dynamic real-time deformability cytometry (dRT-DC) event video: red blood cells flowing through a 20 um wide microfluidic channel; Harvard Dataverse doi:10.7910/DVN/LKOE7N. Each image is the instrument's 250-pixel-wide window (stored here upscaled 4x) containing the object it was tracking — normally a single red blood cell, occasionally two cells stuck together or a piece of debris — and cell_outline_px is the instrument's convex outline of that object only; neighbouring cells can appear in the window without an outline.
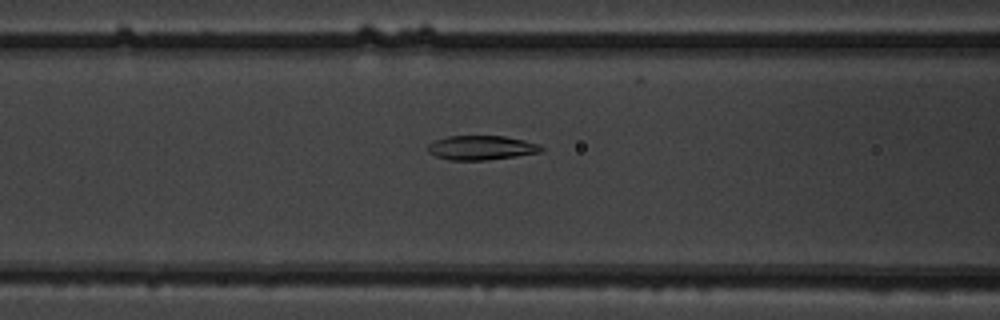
{"species": "common noctule bat (a hibernating species)", "species_latin": "Nyctalus noctula", "temperature_condition": "warm", "stored_images_in_passage": 54, "camera_frame_rate_fps": 3000, "um_per_image_px": 0.085, "animal": {"sex": "male", "body_mass_g": 19.5, "forearm_length_mm": 54.6}, "frame": {"image": 1, "passage_image": 23, "time_ms": 7.333, "image_size_px": [1000, 320], "cell_outline_px": [[544, 148], [540, 152], [516, 156], [488, 160], [452, 160], [436, 156], [428, 152], [428, 144], [436, 140], [448, 136], [504, 136], [524, 140], [540, 144]], "centroid_in_image_um": [40.93, 12.55], "position_along_channel_um": 125.7, "area_um2": 16.01}}
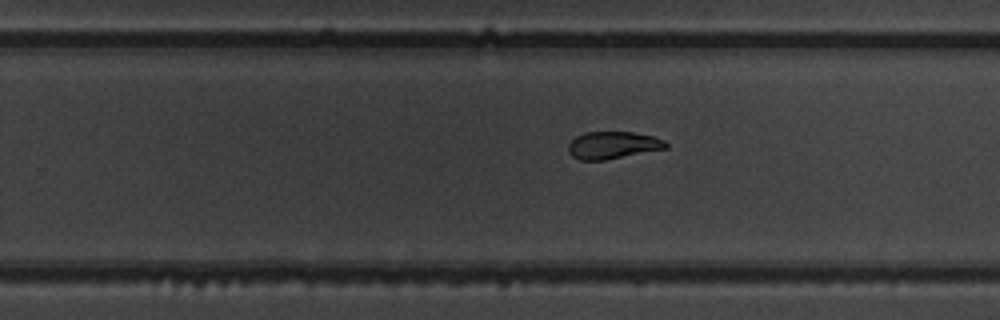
{"frame": {"image": 2, "passage_image": 35, "time_ms": 11.333, "image_size_px": [1000, 320], "cell_outline_px": [[668, 148], [604, 160], [580, 160], [572, 156], [568, 152], [568, 144], [576, 136], [584, 132], [632, 132], [652, 136], [664, 140], [668, 144]], "centroid_in_image_um": [52.07, 12.34], "position_along_channel_um": 277.7, "area_um2": 15.49}}
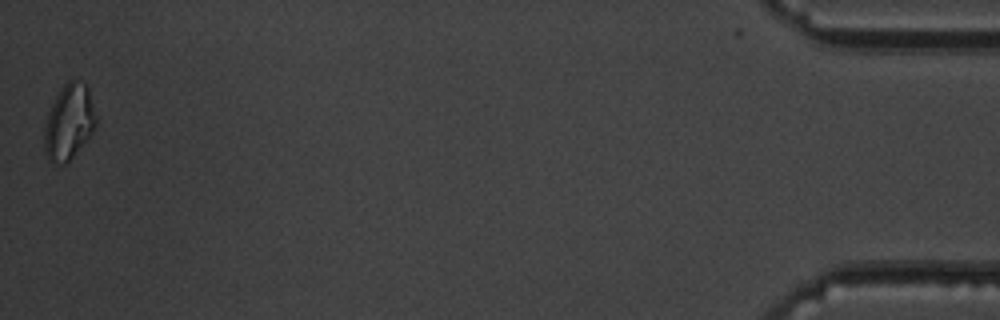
{"frame": {"image": 3, "passage_image": 54, "time_ms": 17.667, "image_size_px": [1000, 320], "cell_outline_px": [[96, 124], [92, 132], [72, 156], [64, 164], [60, 164], [52, 160], [48, 156], [44, 148], [44, 128], [48, 112], [60, 88], [68, 80], [76, 80], [88, 84], [96, 116]], "centroid_in_image_um": [5.87, 10.3], "position_along_channel_um": 429.3, "area_um2": 22.31}, "authors_computed_cell_mechanics": {"area_um2": 17.0221, "velocity_mm_per_s": 3.8135, "shape_relaxation_time_tau1_ms": 7.2736, "shape_relaxation_time_tau2_ms": null, "deformation_change_tau1": 0.1568, "deformation_change_tau2": null}}